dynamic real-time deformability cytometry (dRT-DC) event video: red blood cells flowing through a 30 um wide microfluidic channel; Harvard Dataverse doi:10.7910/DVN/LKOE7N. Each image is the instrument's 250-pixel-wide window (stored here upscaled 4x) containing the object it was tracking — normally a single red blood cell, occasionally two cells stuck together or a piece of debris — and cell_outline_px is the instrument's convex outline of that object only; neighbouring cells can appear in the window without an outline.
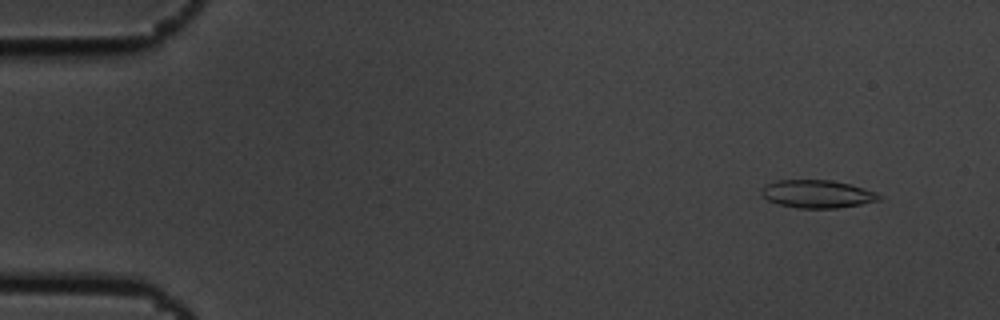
{"species": "common noctule bat (a hibernating species)", "species_latin": "Nyctalus noctula", "temperature_condition": "cold", "stored_images_in_passage": 55, "camera_frame_rate_fps": 3000, "um_per_image_px": 0.085, "animal": {"sex": "male", "body_mass_g": 19.5, "forearm_length_mm": 54.6}, "frame": {"image": 1, "passage_image": 5, "time_ms": 1.333, "image_size_px": [1000, 320], "cell_outline_px": [[884, 196], [880, 200], [860, 204], [836, 208], [796, 208], [780, 204], [768, 200], [760, 192], [760, 188], [764, 184], [776, 180], [832, 180], [852, 184], [876, 192]], "centroid_in_image_um": [69.47, 16.47], "position_along_channel_um": 15.5, "area_um2": 19.31}}
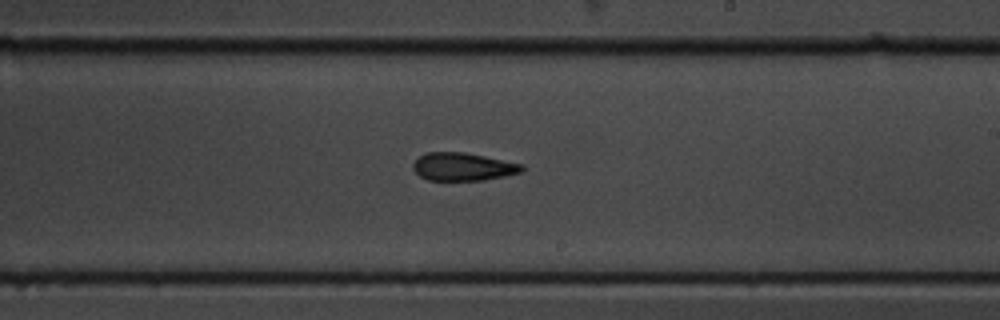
{"frame": {"image": 2, "passage_image": 33, "time_ms": 10.667, "image_size_px": [1000, 320], "cell_outline_px": [[524, 168], [520, 172], [504, 176], [484, 180], [428, 180], [420, 176], [412, 168], [412, 164], [424, 152], [464, 152], [524, 164]], "centroid_in_image_um": [39.34, 14.17], "position_along_channel_um": 249.7, "area_um2": 17.69}}
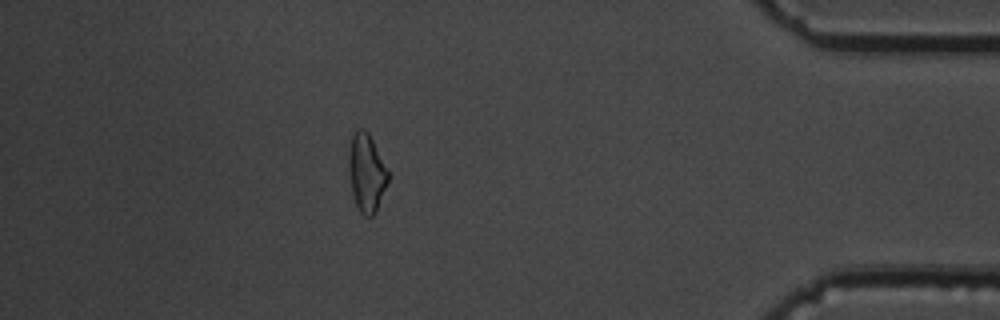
{"frame": {"image": 3, "passage_image": 49, "time_ms": 16.0, "image_size_px": [1000, 320], "cell_outline_px": [[388, 180], [376, 212], [372, 216], [364, 216], [360, 212], [356, 204], [352, 192], [348, 168], [348, 156], [352, 132], [356, 128], [364, 128], [368, 132], [388, 172]], "centroid_in_image_um": [31.12, 14.66], "position_along_channel_um": 404.1, "area_um2": 17.74}, "authors_computed_cell_mechanics": {"area_um2": 18.7272, "velocity_mm_per_s": 3.6686, "shape_relaxation_time_tau1_ms": 8.4027, "shape_relaxation_time_tau2_ms": 6.1313, "deformation_change_tau1": 0.1634, "deformation_change_tau2": 0.1608}}